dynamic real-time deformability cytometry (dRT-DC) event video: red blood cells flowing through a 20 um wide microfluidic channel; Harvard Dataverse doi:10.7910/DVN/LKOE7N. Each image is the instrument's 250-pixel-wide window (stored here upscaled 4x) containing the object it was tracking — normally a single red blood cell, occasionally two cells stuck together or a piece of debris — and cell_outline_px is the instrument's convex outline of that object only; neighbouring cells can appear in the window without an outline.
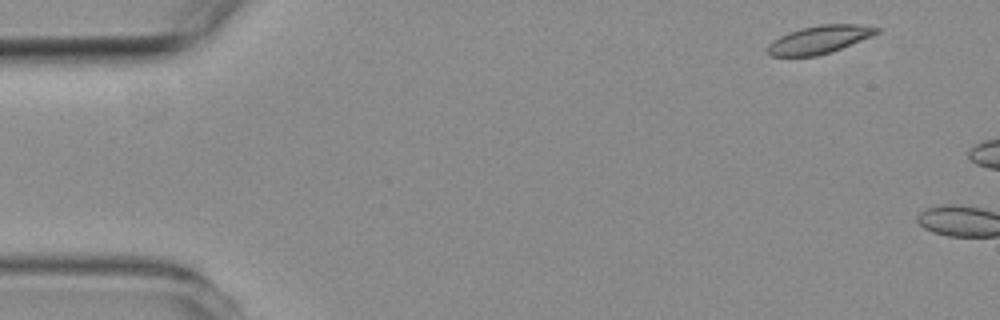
{"species": "common noctule bat (a hibernating species)", "species_latin": "Nyctalus noctula", "temperature_condition": "room temperature", "stored_images_in_passage": 7, "camera_frame_rate_fps": 3000, "um_per_image_px": 0.085, "animal": {"sex": "female", "body_mass_g": 19.3, "forearm_length_mm": 54.1}, "frame": {"image": 1, "passage_image": 1, "time_ms": 0.0, "image_size_px": [1000, 320], "cell_outline_px": [[880, 32], [872, 36], [840, 48], [816, 56], [772, 56], [768, 52], [768, 44], [780, 36], [788, 32], [800, 28], [820, 24], [860, 24], [880, 28]], "centroid_in_image_um": [69.65, 3.34], "position_along_channel_um": 15.3, "area_um2": 17.57}}
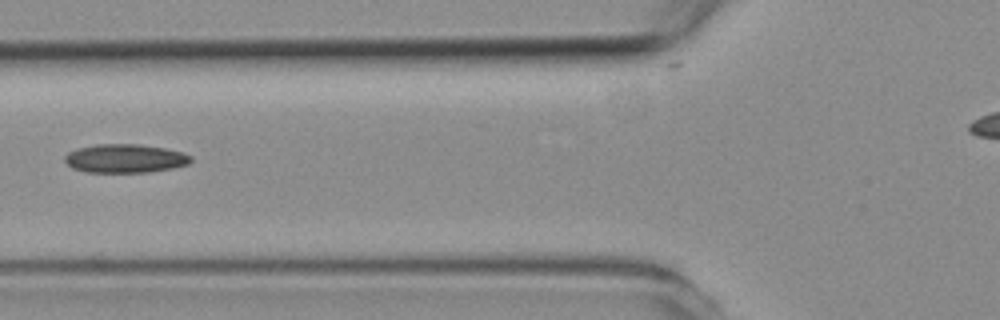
{"frame": {"image": 2, "passage_image": 7, "time_ms": 7.667, "image_size_px": [1000, 320], "cell_outline_px": [[192, 160], [188, 164], [172, 168], [148, 172], [84, 172], [72, 168], [64, 160], [64, 156], [68, 152], [80, 148], [96, 144], [140, 144], [164, 148], [184, 152], [192, 156]], "centroid_in_image_um": [10.64, 13.47], "position_along_channel_um": 115.2, "area_um2": 21.1}}